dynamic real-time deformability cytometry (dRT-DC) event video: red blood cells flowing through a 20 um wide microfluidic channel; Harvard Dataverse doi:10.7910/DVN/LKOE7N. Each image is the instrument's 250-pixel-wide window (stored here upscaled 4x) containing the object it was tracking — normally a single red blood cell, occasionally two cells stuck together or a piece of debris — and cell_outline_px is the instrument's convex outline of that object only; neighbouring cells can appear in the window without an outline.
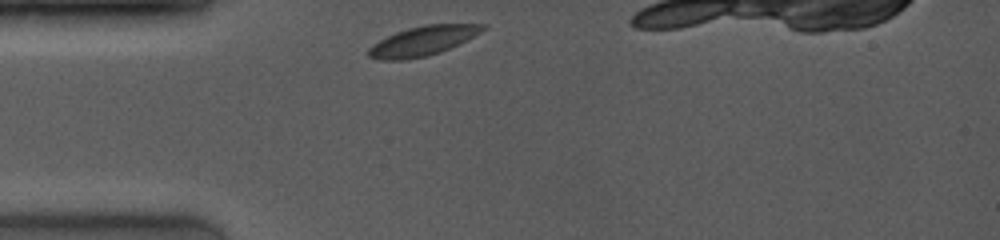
{"species": "common noctule bat (a hibernating species)", "species_latin": "Nyctalus noctula", "temperature_condition": "room temperature", "stored_images_in_passage": 36, "camera_frame_rate_fps": 4000, "um_per_image_px": 0.085, "animal": {"sex": "female", "body_mass_g": 19.0, "forearm_length_mm": 53.3}, "frame": {"image": 1, "passage_image": 1, "time_ms": 0.0, "image_size_px": [1000, 240], "cell_outline_px": [[488, 28], [440, 52], [428, 56], [408, 60], [380, 60], [368, 56], [368, 48], [372, 44], [396, 32], [408, 28], [424, 24], [488, 24]], "centroid_in_image_um": [35.9, 3.48], "position_along_channel_um": 49.1, "area_um2": 19.48}}
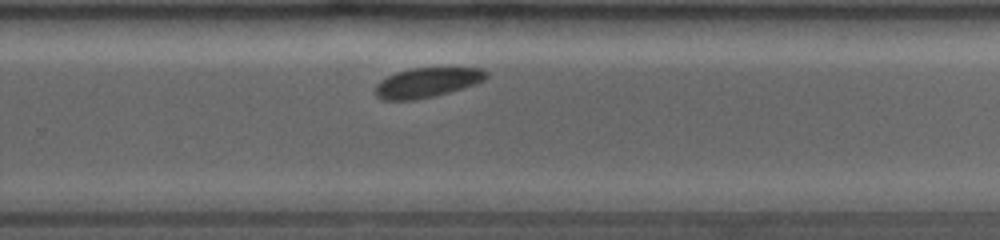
{"frame": {"image": 2, "passage_image": 20, "time_ms": 6.5, "image_size_px": [1000, 240], "cell_outline_px": [[488, 76], [484, 80], [476, 84], [448, 92], [416, 100], [380, 100], [376, 96], [376, 84], [380, 80], [396, 72], [408, 68], [444, 64], [448, 64], [484, 68], [488, 72]], "centroid_in_image_um": [36.38, 6.93], "position_along_channel_um": 293.4, "area_um2": 20.4}}
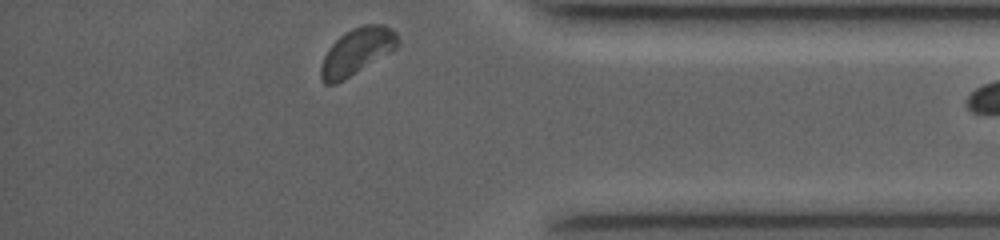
{"frame": {"image": 3, "passage_image": 35, "time_ms": 9.5, "image_size_px": [1000, 240], "cell_outline_px": [[400, 44], [392, 52], [344, 80], [336, 84], [324, 84], [320, 76], [320, 68], [324, 56], [328, 48], [344, 32], [352, 28], [364, 24], [384, 24], [392, 28], [396, 32], [400, 40]], "centroid_in_image_um": [30.36, 4.36], "position_along_channel_um": 404.8, "area_um2": 21.21}}